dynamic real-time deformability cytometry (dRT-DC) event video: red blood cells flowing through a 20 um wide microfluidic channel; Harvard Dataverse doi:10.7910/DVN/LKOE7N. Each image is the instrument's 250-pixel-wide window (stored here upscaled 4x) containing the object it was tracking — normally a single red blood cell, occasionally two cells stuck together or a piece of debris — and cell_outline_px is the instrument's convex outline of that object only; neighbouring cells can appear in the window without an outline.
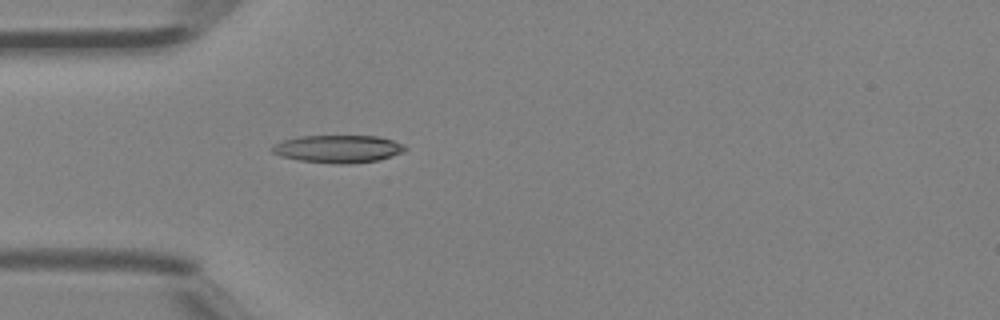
{"species": "Egyptian fruit bat (a non-hibernating species)", "species_latin": "Rousettus aegyptiacus", "temperature_condition": "room temperature", "stored_images_in_passage": 1, "camera_frame_rate_fps": 3000, "um_per_image_px": 0.085, "animal": {"sex": "female"}, "frame": {"image": 1, "passage_image": 1, "time_ms": 0.0, "image_size_px": [1000, 320], "cell_outline_px": [[408, 148], [404, 152], [380, 160], [352, 164], [332, 164], [300, 160], [280, 156], [272, 152], [272, 148], [276, 144], [284, 140], [300, 136], [376, 136], [392, 140], [404, 144]], "centroid_in_image_um": [28.79, 12.67], "position_along_channel_um": 56.2, "area_um2": 21.5}}